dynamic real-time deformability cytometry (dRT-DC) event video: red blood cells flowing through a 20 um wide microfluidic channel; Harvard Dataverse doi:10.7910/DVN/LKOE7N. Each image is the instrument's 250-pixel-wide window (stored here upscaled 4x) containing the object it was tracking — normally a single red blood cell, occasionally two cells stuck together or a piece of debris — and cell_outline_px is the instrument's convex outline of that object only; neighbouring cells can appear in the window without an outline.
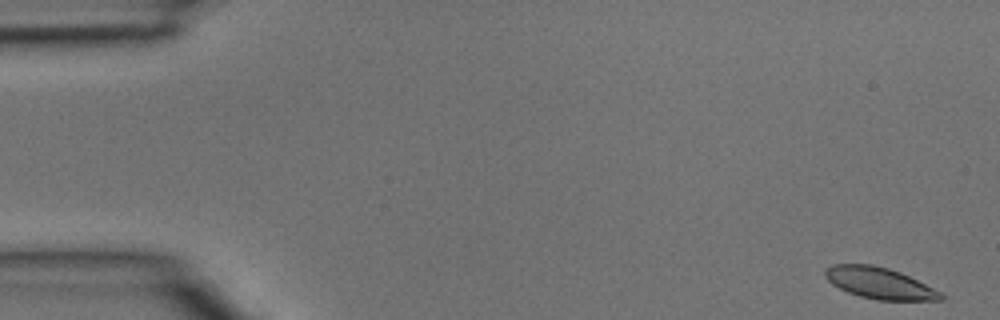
{"species": "common noctule bat (a hibernating species)", "species_latin": "Nyctalus noctula", "temperature_condition": "room temperature", "stored_images_in_passage": 4, "camera_frame_rate_fps": 3000, "um_per_image_px": 0.085, "animal": {"sex": "male", "body_mass_g": 15.6}, "frame": {"image": 1, "passage_image": 1, "time_ms": 0.0, "image_size_px": [1000, 320], "cell_outline_px": [[944, 300], [876, 300], [860, 296], [848, 292], [832, 284], [824, 276], [824, 268], [832, 264], [872, 264], [888, 268], [900, 272], [940, 292], [944, 296]], "centroid_in_image_um": [74.7, 24.06], "position_along_channel_um": 10.3, "area_um2": 20.98}}
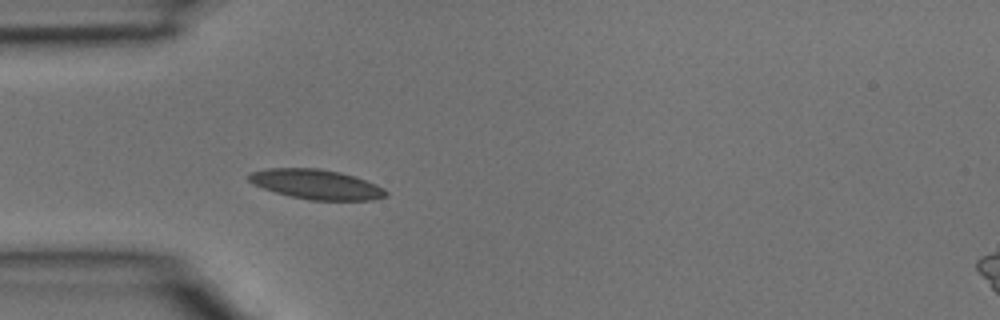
{"frame": {"image": 2, "passage_image": 4, "time_ms": 1.0, "image_size_px": [1000, 320], "cell_outline_px": [[388, 196], [372, 200], [308, 200], [276, 192], [252, 184], [244, 176], [252, 172], [268, 168], [320, 168], [340, 172], [376, 184], [384, 188], [388, 192]], "centroid_in_image_um": [26.87, 15.66], "position_along_channel_um": 58.1, "area_um2": 23.76}}